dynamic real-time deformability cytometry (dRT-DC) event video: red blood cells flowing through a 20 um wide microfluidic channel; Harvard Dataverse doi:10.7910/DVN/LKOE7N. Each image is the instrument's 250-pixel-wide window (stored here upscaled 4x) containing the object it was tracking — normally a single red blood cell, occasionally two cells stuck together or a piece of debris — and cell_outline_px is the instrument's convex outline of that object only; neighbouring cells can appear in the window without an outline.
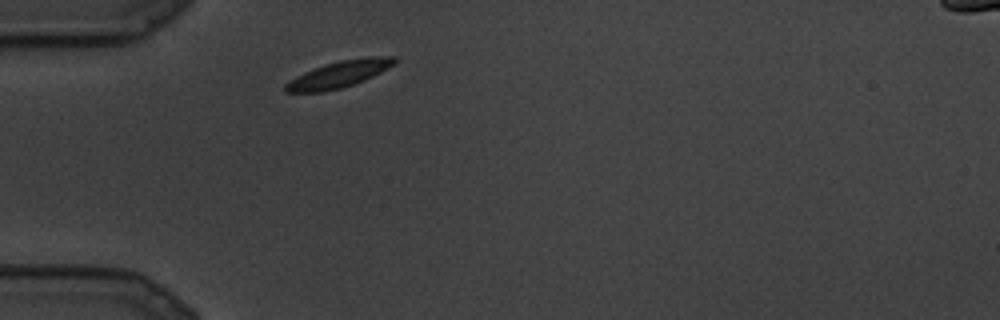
{"species": "common noctule bat (a hibernating species)", "species_latin": "Nyctalus noctula", "temperature_condition": "cold", "stored_images_in_passage": 3, "camera_frame_rate_fps": 3000, "um_per_image_px": 0.085, "animal": {"sex": "male", "body_mass_g": 19.5, "forearm_length_mm": 54.6}, "frame": {"image": 1, "passage_image": 1, "time_ms": 0.0, "image_size_px": [1000, 320], "cell_outline_px": [[396, 64], [364, 80], [340, 88], [324, 92], [284, 92], [284, 84], [296, 76], [304, 72], [324, 64], [340, 60], [372, 56], [396, 56]], "centroid_in_image_um": [28.81, 6.3], "position_along_channel_um": 56.2, "area_um2": 16.88}}